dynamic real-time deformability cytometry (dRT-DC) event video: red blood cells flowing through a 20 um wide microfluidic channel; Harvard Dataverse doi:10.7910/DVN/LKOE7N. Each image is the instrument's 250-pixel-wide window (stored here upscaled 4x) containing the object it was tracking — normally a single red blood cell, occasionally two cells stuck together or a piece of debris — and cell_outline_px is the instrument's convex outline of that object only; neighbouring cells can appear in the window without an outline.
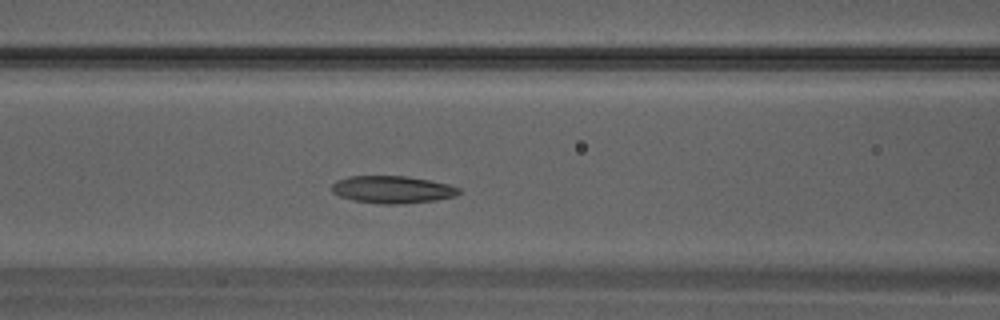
{"species": "Egyptian fruit bat (a non-hibernating species)", "species_latin": "Rousettus aegyptiacus", "temperature_condition": "warm", "stored_images_in_passage": 23, "camera_frame_rate_fps": 3000, "um_per_image_px": 0.085, "animal": {"sex": "male"}, "frame": {"image": 1, "passage_image": 10, "time_ms": 3.0, "image_size_px": [1000, 320], "cell_outline_px": [[460, 192], [456, 196], [436, 200], [396, 204], [380, 204], [356, 200], [340, 196], [332, 192], [332, 184], [336, 180], [348, 176], [408, 176], [448, 184], [460, 188]], "centroid_in_image_um": [33.35, 16.1], "position_along_channel_um": 133.2, "area_um2": 20.17}}
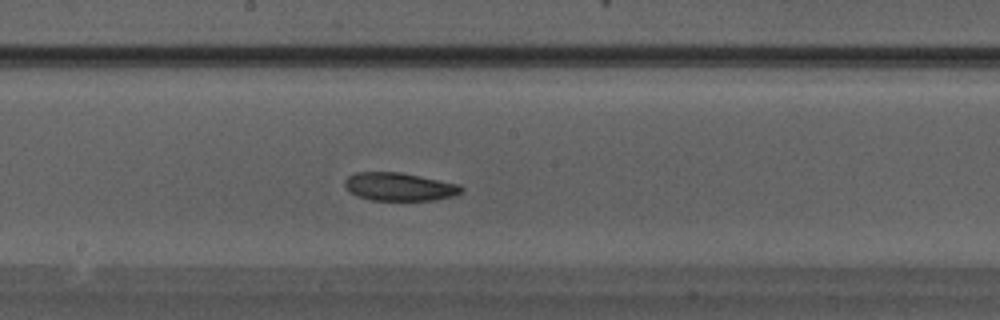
{"frame": {"image": 2, "passage_image": 14, "time_ms": 4.333, "image_size_px": [1000, 320], "cell_outline_px": [[464, 188], [460, 192], [452, 196], [436, 200], [372, 200], [356, 196], [348, 192], [344, 188], [344, 180], [348, 176], [356, 172], [400, 172], [460, 184]], "centroid_in_image_um": [33.89, 15.87], "position_along_channel_um": 214.3, "area_um2": 19.25}}